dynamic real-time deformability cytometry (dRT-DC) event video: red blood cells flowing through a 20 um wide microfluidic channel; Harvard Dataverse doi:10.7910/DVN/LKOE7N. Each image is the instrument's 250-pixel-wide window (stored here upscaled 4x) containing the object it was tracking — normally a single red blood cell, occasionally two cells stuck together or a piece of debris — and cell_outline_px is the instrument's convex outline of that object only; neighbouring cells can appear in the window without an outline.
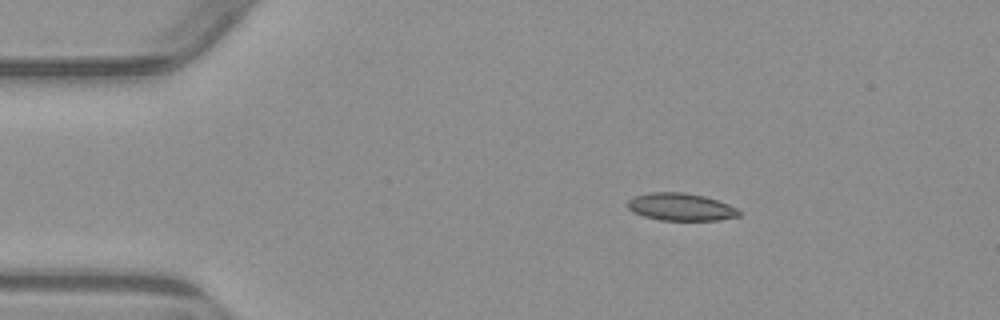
{"species": "common noctule bat (a hibernating species)", "species_latin": "Nyctalus noctula", "temperature_condition": "warm", "stored_images_in_passage": 3, "camera_frame_rate_fps": 3000, "um_per_image_px": 0.085, "animal": {"sex": "male", "body_mass_g": 23.1, "forearm_length_mm": 52.7}, "frame": {"image": 1, "passage_image": 2, "time_ms": 1.333, "image_size_px": [1000, 320], "cell_outline_px": [[740, 216], [720, 220], [660, 220], [644, 216], [632, 212], [628, 208], [628, 200], [632, 196], [652, 192], [684, 192], [704, 196], [728, 204], [736, 208], [740, 212]], "centroid_in_image_um": [57.85, 17.59], "position_along_channel_um": 27.2, "area_um2": 17.86}}